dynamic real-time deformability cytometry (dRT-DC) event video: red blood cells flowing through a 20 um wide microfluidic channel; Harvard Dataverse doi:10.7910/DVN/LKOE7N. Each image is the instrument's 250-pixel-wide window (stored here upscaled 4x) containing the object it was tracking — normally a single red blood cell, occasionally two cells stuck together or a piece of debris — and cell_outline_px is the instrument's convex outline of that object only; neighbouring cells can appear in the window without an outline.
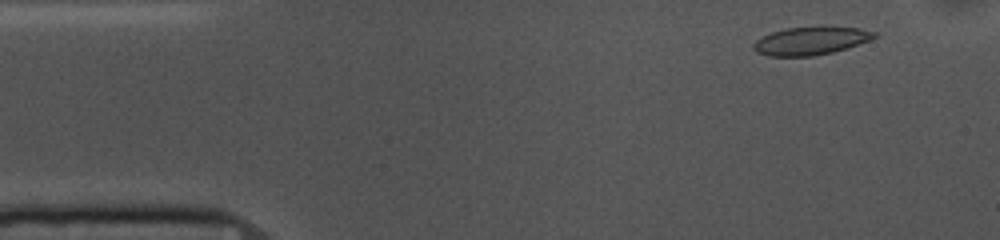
{"species": "common noctule bat (a hibernating species)", "species_latin": "Nyctalus noctula", "temperature_condition": "cold", "stored_images_in_passage": 53, "camera_frame_rate_fps": 3000, "um_per_image_px": 0.085, "animal": {"sex": "female", "body_mass_g": 10.0, "forearm_length_mm": 53.1}, "frame": {"image": 1, "passage_image": 4, "time_ms": 1.0, "image_size_px": [1000, 240], "cell_outline_px": [[876, 36], [868, 40], [832, 52], [812, 56], [768, 56], [756, 52], [752, 48], [752, 44], [756, 40], [772, 32], [784, 28], [820, 24], [828, 24], [860, 28], [876, 32]], "centroid_in_image_um": [68.89, 3.42], "position_along_channel_um": 16.1, "area_um2": 20.29}}
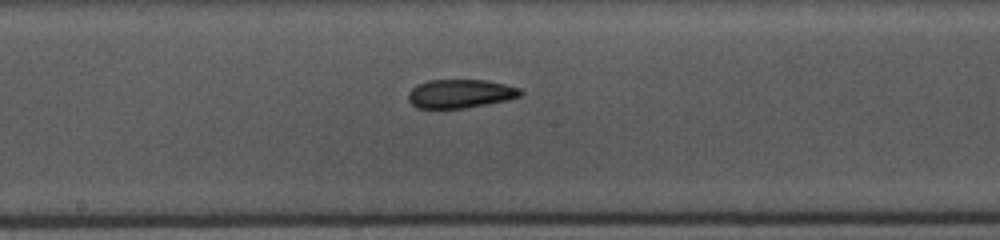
{"frame": {"image": 2, "passage_image": 26, "time_ms": 8.333, "image_size_px": [1000, 240], "cell_outline_px": [[524, 92], [520, 96], [508, 100], [464, 108], [416, 108], [408, 100], [408, 92], [416, 84], [428, 80], [484, 80], [504, 84], [520, 88]], "centroid_in_image_um": [39.11, 7.96], "position_along_channel_um": 209.1, "area_um2": 18.79}}
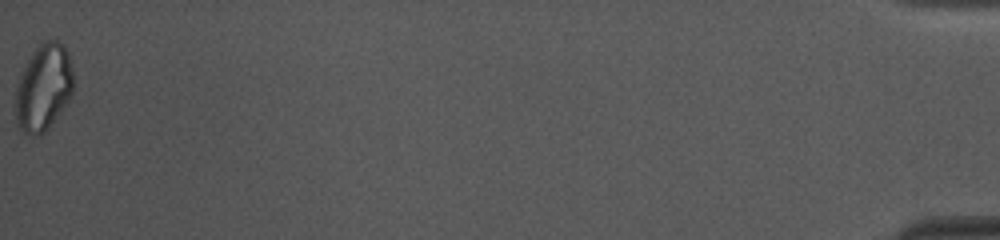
{"frame": {"image": 3, "passage_image": 53, "time_ms": 17.333, "image_size_px": [1000, 240], "cell_outline_px": [[72, 92], [68, 100], [60, 112], [48, 128], [40, 136], [32, 136], [24, 132], [16, 124], [16, 88], [20, 76], [32, 52], [44, 40], [56, 40], [64, 44], [68, 52], [72, 72]], "centroid_in_image_um": [3.69, 7.44], "position_along_channel_um": 431.5, "area_um2": 28.96}, "authors_computed_cell_mechanics": {"area_um2": 19.8832, "velocity_mm_per_s": 3.67, "shape_relaxation_time_tau1_ms": 7.5919, "shape_relaxation_time_tau2_ms": 3.853, "deformation_change_tau1": 0.1548, "deformation_change_tau2": 0.1047}}